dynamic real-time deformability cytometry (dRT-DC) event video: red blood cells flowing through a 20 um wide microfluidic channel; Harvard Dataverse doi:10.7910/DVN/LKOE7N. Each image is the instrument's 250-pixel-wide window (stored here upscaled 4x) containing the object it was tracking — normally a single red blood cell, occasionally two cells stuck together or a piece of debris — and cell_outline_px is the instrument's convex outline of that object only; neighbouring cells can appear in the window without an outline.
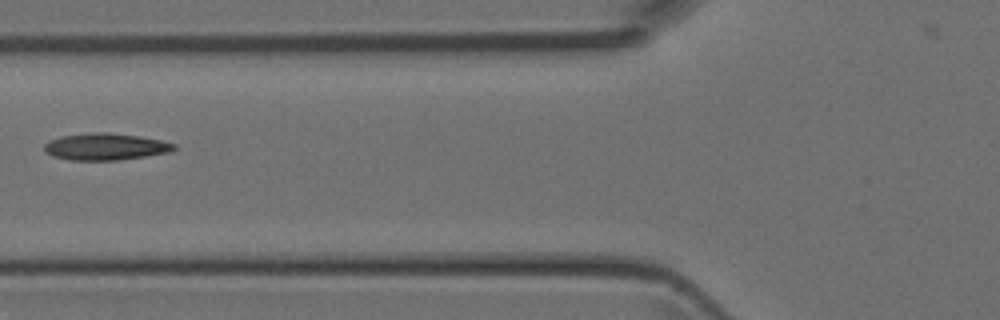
{"species": "Egyptian fruit bat (a non-hibernating species)", "species_latin": "Rousettus aegyptiacus", "temperature_condition": "room temperature", "stored_images_in_passage": 2, "camera_frame_rate_fps": 3000, "um_per_image_px": 0.085, "animal": {"sex": "female"}, "frame": {"image": 1, "passage_image": 2, "time_ms": 0.333, "image_size_px": [1000, 320], "cell_outline_px": [[176, 148], [168, 152], [144, 156], [116, 160], [72, 160], [52, 156], [44, 152], [44, 144], [48, 140], [60, 136], [92, 132], [108, 132], [140, 136], [160, 140], [176, 144]], "centroid_in_image_um": [8.91, 12.45], "position_along_channel_um": 116.9, "area_um2": 20.29}}